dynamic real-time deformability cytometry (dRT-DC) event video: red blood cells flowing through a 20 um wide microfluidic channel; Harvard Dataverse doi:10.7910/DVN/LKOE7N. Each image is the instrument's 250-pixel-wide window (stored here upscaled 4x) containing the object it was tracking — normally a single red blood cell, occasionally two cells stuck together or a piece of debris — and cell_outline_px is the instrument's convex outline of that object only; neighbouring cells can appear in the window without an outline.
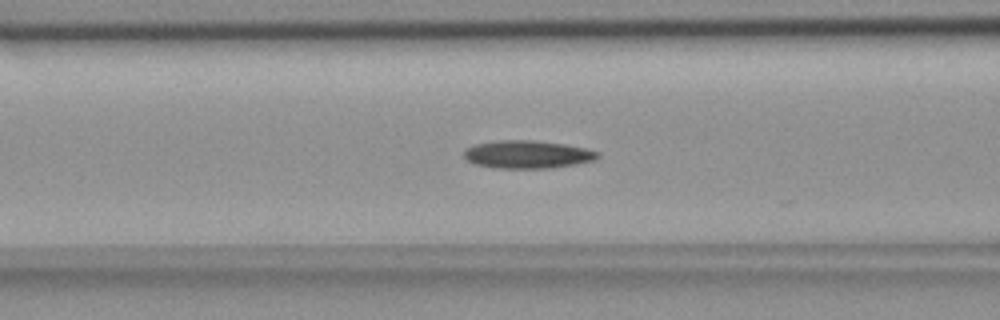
{"species": "common noctule bat (a hibernating species)", "species_latin": "Nyctalus noctula", "temperature_condition": "room temperature", "stored_images_in_passage": 46, "camera_frame_rate_fps": 3000, "um_per_image_px": 0.085, "animal": {"sex": "female", "body_mass_g": 18.4}, "frame": {"image": 1, "passage_image": 13, "time_ms": 4.0, "image_size_px": [1000, 320], "cell_outline_px": [[600, 156], [596, 160], [576, 164], [552, 168], [496, 168], [476, 164], [468, 160], [464, 156], [464, 152], [468, 148], [476, 144], [496, 140], [532, 140], [564, 144], [584, 148], [600, 152]], "centroid_in_image_um": [44.88, 13.13], "position_along_channel_um": 121.7, "area_um2": 21.68}}
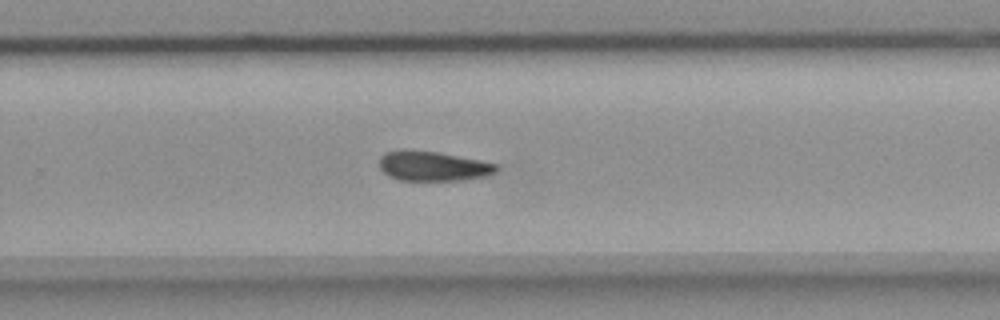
{"frame": {"image": 2, "passage_image": 27, "time_ms": 8.667, "image_size_px": [1000, 320], "cell_outline_px": [[500, 168], [496, 172], [488, 176], [460, 180], [396, 180], [388, 176], [380, 168], [380, 156], [384, 152], [436, 152], [480, 160], [496, 164]], "centroid_in_image_um": [36.85, 14.16], "position_along_channel_um": 292.9, "area_um2": 19.77}}
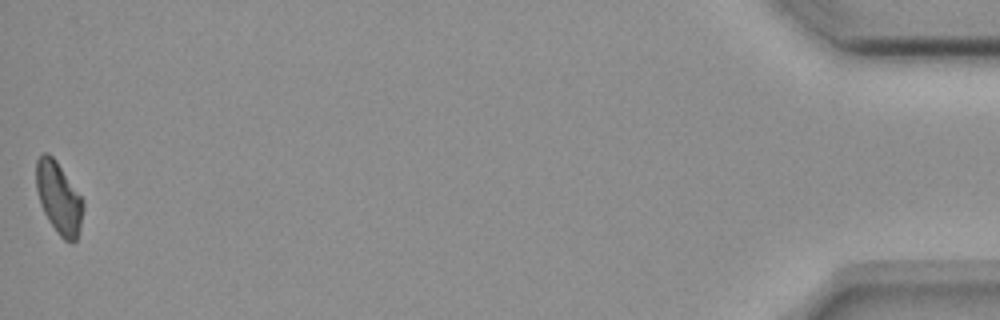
{"frame": {"image": 3, "passage_image": 46, "time_ms": 15.0, "image_size_px": [1000, 320], "cell_outline_px": [[84, 208], [80, 228], [76, 240], [72, 244], [64, 240], [56, 232], [48, 220], [40, 204], [36, 188], [36, 160], [44, 152], [48, 152], [56, 160], [84, 200]], "centroid_in_image_um": [5.0, 16.84], "position_along_channel_um": 430.2, "area_um2": 19.83}, "authors_computed_cell_mechanics": {"area_um2": 20.9525, "velocity_mm_per_s": 3.6828, "shape_relaxation_time_tau1_ms": 6.8828, "shape_relaxation_time_tau2_ms": null, "deformation_change_tau1": 0.1533, "deformation_change_tau2": null}}